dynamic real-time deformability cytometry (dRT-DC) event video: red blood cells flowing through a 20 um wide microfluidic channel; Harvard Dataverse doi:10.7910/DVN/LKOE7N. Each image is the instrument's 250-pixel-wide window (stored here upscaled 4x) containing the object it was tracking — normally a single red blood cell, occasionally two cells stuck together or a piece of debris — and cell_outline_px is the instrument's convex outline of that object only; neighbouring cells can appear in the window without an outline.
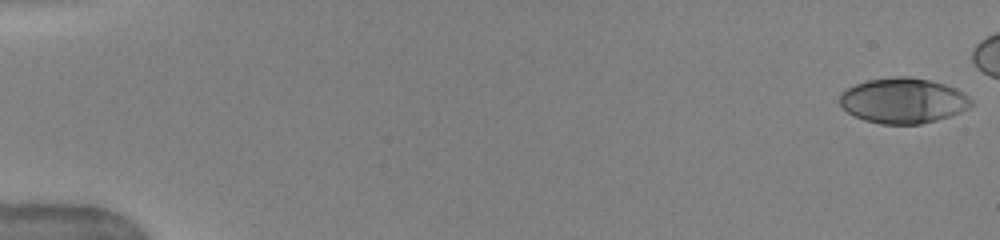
{"species": "human", "species_latin": "Homo sapiens", "temperature_condition": "warm", "stored_images_in_passage": 46, "camera_frame_rate_fps": 3000, "um_per_image_px": 0.085, "donor": {"sex": "female"}, "frame": {"image": 1, "passage_image": 1, "time_ms": 0.0, "image_size_px": [1000, 240], "cell_outline_px": [[972, 104], [968, 108], [960, 112], [936, 120], [920, 124], [880, 124], [864, 120], [848, 112], [840, 104], [840, 92], [856, 84], [868, 80], [896, 76], [908, 76], [928, 80], [944, 84], [956, 88], [964, 92], [972, 100]], "centroid_in_image_um": [76.77, 8.55], "position_along_channel_um": 8.2, "area_um2": 34.62}}
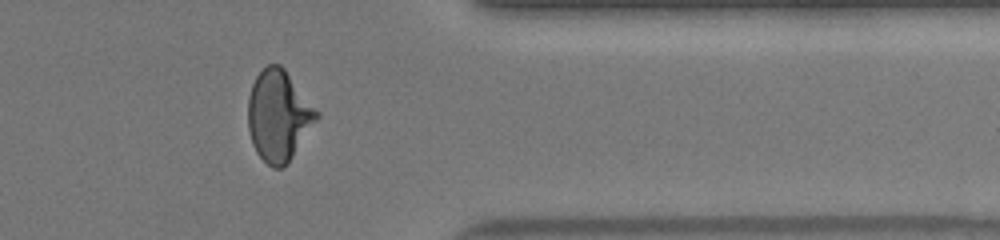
{"frame": {"image": 2, "passage_image": 42, "time_ms": 13.667, "image_size_px": [1000, 240], "cell_outline_px": [[320, 116], [288, 164], [280, 168], [272, 168], [256, 152], [252, 144], [248, 128], [248, 96], [252, 84], [256, 76], [268, 64], [280, 64], [284, 68], [320, 112]], "centroid_in_image_um": [23.69, 9.84], "position_along_channel_um": 387.7, "area_um2": 36.53}}